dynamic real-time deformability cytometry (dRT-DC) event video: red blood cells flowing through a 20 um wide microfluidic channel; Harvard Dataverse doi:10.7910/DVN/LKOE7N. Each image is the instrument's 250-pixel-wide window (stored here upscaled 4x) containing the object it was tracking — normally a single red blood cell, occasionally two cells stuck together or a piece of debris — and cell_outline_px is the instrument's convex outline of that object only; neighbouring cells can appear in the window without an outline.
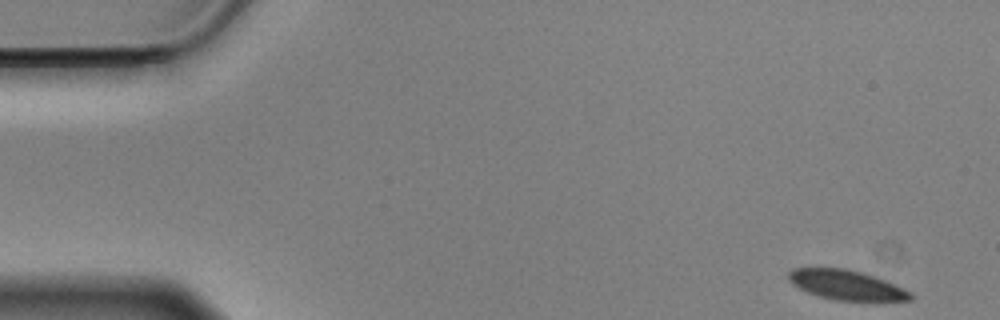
{"species": "Egyptian fruit bat (a non-hibernating species)", "species_latin": "Rousettus aegyptiacus", "temperature_condition": "cold", "stored_images_in_passage": 55, "camera_frame_rate_fps": 3000, "um_per_image_px": 0.085, "animal": {"sex": "male"}, "frame": {"image": 1, "passage_image": 1, "time_ms": 0.0, "image_size_px": [1000, 320], "cell_outline_px": [[912, 300], [832, 300], [816, 296], [792, 284], [788, 280], [788, 272], [792, 268], [844, 268], [860, 272], [884, 280], [912, 292]], "centroid_in_image_um": [71.89, 24.22], "position_along_channel_um": 13.1, "area_um2": 20.87}}
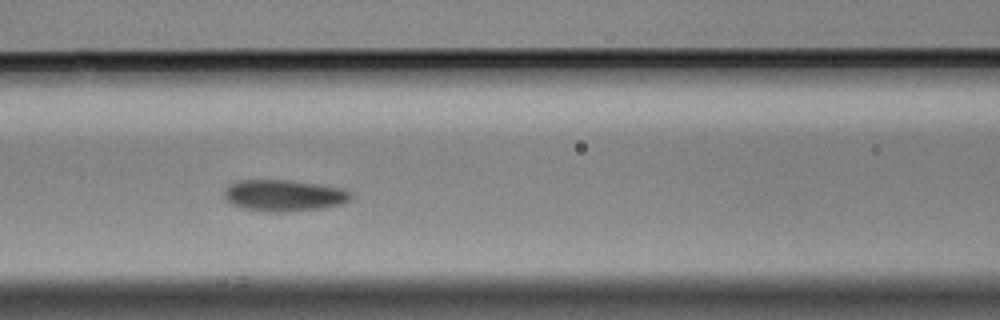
{"frame": {"image": 2, "passage_image": 22, "time_ms": 7.0, "image_size_px": [1000, 320], "cell_outline_px": [[352, 196], [344, 204], [320, 208], [276, 212], [272, 212], [240, 208], [224, 200], [224, 188], [228, 184], [240, 180], [288, 180], [316, 184], [340, 188], [352, 192]], "centroid_in_image_um": [24.07, 16.61], "position_along_channel_um": 142.5, "area_um2": 23.18}}
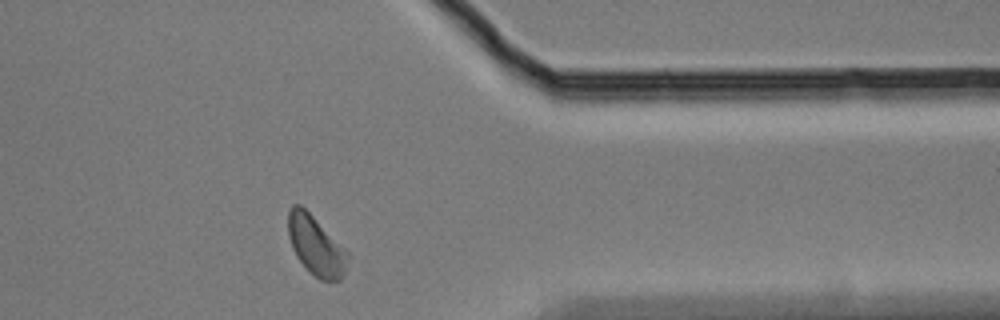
{"frame": {"image": 3, "passage_image": 44, "time_ms": 14.333, "image_size_px": [1000, 320], "cell_outline_px": [[348, 256], [344, 272], [340, 280], [320, 280], [308, 272], [296, 256], [292, 248], [288, 236], [288, 208], [292, 204], [300, 204], [348, 252]], "centroid_in_image_um": [26.8, 20.88], "position_along_channel_um": 384.6, "area_um2": 20.35}, "authors_computed_cell_mechanics": {"area_um2": 21.6172, "velocity_mm_per_s": 3.4845, "shape_relaxation_time_tau1_ms": 4.1145, "shape_relaxation_time_tau2_ms": 4.5313, "deformation_change_tau1": 0.0677, "deformation_change_tau2": 0.0889}}